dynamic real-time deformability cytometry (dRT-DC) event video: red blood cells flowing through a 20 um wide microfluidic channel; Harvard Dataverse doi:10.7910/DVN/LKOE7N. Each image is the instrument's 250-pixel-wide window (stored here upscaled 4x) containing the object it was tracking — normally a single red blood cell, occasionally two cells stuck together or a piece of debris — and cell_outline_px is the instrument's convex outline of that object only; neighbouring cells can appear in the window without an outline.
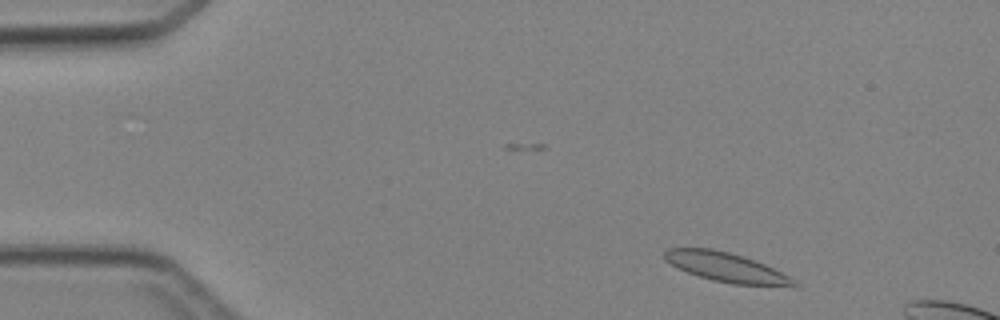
{"species": "Egyptian fruit bat (a non-hibernating species)", "species_latin": "Rousettus aegyptiacus", "temperature_condition": "cold", "stored_images_in_passage": 2, "camera_frame_rate_fps": 3000, "um_per_image_px": 0.085, "animal": {"sex": "female"}, "frame": {"image": 1, "passage_image": 2, "time_ms": 1.0, "image_size_px": [1000, 320], "cell_outline_px": [[800, 284], [732, 284], [712, 280], [676, 268], [664, 260], [664, 252], [668, 248], [712, 248], [744, 256], [756, 260], [788, 276]], "centroid_in_image_um": [61.59, 22.67], "position_along_channel_um": 23.4, "area_um2": 21.5}}